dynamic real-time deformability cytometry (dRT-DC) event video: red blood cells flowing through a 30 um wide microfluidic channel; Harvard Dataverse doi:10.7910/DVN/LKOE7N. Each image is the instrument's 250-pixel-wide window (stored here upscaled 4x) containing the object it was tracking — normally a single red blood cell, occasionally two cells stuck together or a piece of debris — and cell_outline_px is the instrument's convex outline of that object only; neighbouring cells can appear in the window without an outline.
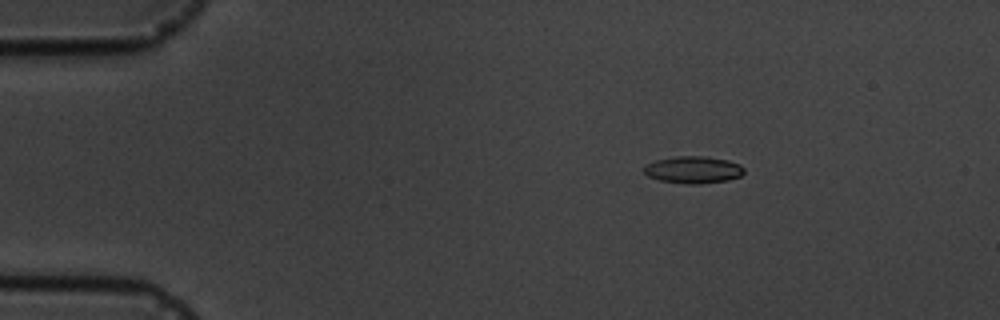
{"species": "common noctule bat (a hibernating species)", "species_latin": "Nyctalus noctula", "temperature_condition": "cold", "stored_images_in_passage": 5, "camera_frame_rate_fps": 3000, "um_per_image_px": 0.085, "animal": {"sex": "male", "body_mass_g": 19.5, "forearm_length_mm": 54.6}, "frame": {"image": 1, "passage_image": 3, "time_ms": 2.0, "image_size_px": [1000, 320], "cell_outline_px": [[744, 172], [740, 176], [728, 180], [700, 184], [684, 184], [660, 180], [648, 176], [644, 172], [644, 168], [648, 164], [656, 160], [676, 156], [704, 156], [728, 160], [740, 164], [744, 168]], "centroid_in_image_um": [58.95, 14.43], "position_along_channel_um": 26.0, "area_um2": 15.78}}